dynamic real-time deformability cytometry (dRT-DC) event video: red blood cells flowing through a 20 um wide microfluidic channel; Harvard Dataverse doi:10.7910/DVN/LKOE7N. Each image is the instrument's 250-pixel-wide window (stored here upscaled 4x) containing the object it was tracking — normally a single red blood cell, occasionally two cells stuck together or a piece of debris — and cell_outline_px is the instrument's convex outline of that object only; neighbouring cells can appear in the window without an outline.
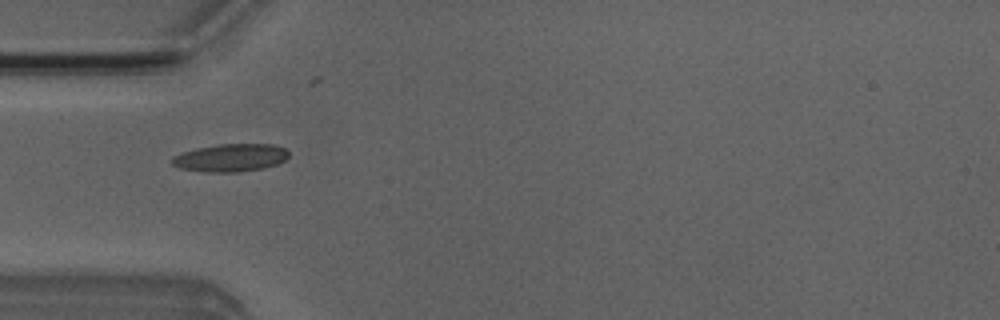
{"species": "Egyptian fruit bat (a non-hibernating species)", "species_latin": "Rousettus aegyptiacus", "temperature_condition": "room temperature", "stored_images_in_passage": 36, "camera_frame_rate_fps": 3000, "um_per_image_px": 0.085, "animal": {"sex": "male"}, "frame": {"image": 1, "passage_image": 7, "time_ms": 2.0, "image_size_px": [1000, 320], "cell_outline_px": [[288, 156], [284, 160], [276, 164], [264, 168], [240, 172], [204, 172], [180, 168], [172, 164], [168, 160], [172, 156], [196, 148], [216, 144], [276, 144], [284, 148], [288, 152]], "centroid_in_image_um": [19.57, 13.41], "position_along_channel_um": 65.4, "area_um2": 19.07}}
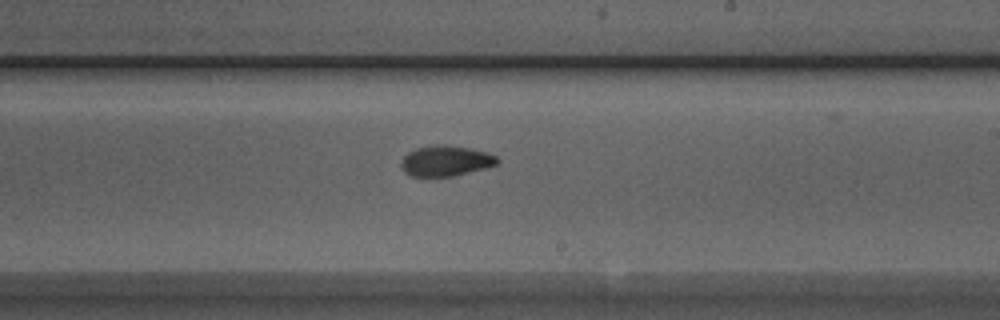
{"frame": {"image": 2, "passage_image": 21, "time_ms": 6.667, "image_size_px": [1000, 320], "cell_outline_px": [[500, 160], [496, 164], [484, 168], [452, 176], [412, 176], [404, 172], [400, 168], [400, 160], [408, 152], [416, 148], [436, 144], [448, 144], [488, 152], [496, 156]], "centroid_in_image_um": [37.85, 13.66], "position_along_channel_um": 251.2, "area_um2": 17.17}}
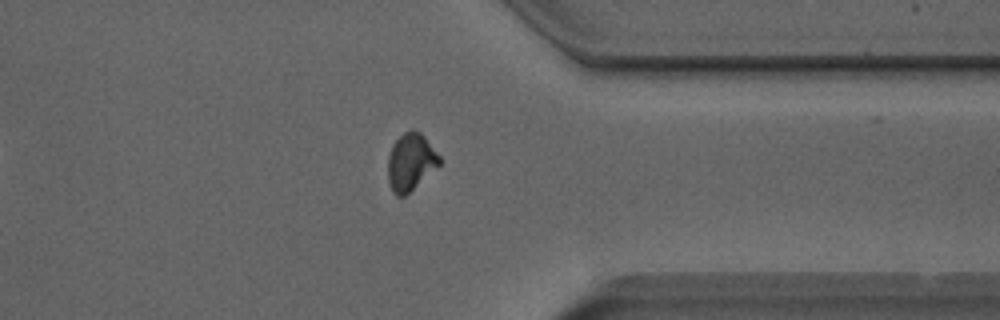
{"frame": {"image": 3, "passage_image": 31, "time_ms": 10.0, "image_size_px": [1000, 320], "cell_outline_px": [[440, 164], [404, 196], [396, 196], [392, 192], [388, 180], [388, 156], [396, 140], [404, 132], [412, 128], [420, 132], [424, 136], [440, 156]], "centroid_in_image_um": [34.9, 13.75], "position_along_channel_um": 376.5, "area_um2": 16.94}, "authors_computed_cell_mechanics": {"area_um2": 17.1955, "velocity_mm_per_s": 3.9742, "shape_relaxation_time_tau1_ms": 7.6988, "shape_relaxation_time_tau2_ms": 1.8166, "deformation_change_tau1": 0.1807, "deformation_change_tau2": 0.0673}}